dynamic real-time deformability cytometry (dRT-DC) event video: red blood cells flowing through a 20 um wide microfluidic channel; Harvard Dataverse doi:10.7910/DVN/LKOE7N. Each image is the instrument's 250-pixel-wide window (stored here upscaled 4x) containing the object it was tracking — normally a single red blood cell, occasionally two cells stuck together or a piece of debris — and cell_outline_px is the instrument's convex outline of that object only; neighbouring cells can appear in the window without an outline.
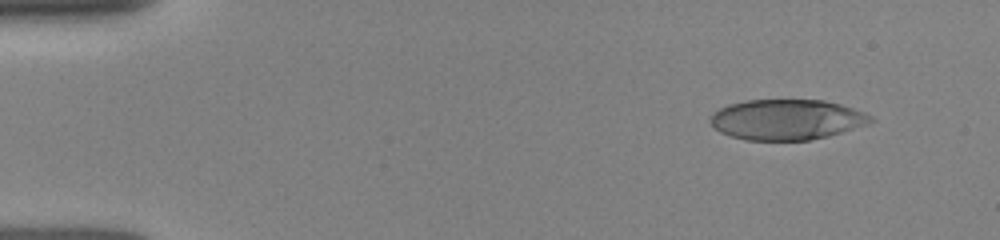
{"species": "human", "species_latin": "Homo sapiens", "temperature_condition": "room temperature", "stored_images_in_passage": 4, "camera_frame_rate_fps": 3000, "um_per_image_px": 0.085, "donor": {"sex": "female"}, "frame": {"image": 1, "passage_image": 1, "time_ms": 0.0, "image_size_px": [1000, 240], "cell_outline_px": [[872, 120], [868, 124], [828, 136], [808, 140], [744, 140], [720, 132], [712, 124], [712, 116], [720, 108], [728, 104], [744, 100], [824, 100], [840, 104], [864, 112], [872, 116]], "centroid_in_image_um": [66.88, 10.16], "position_along_channel_um": 18.1, "area_um2": 37.45}}
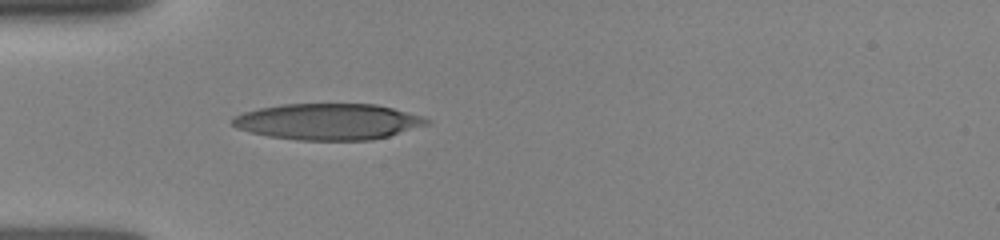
{"frame": {"image": 2, "passage_image": 4, "time_ms": 3.333, "image_size_px": [1000, 240], "cell_outline_px": [[432, 120], [428, 124], [388, 136], [372, 140], [296, 140], [268, 136], [248, 132], [236, 128], [232, 124], [232, 116], [244, 112], [260, 108], [280, 104], [376, 104], [392, 108], [420, 116]], "centroid_in_image_um": [27.84, 10.34], "position_along_channel_um": 57.2, "area_um2": 40.92}}